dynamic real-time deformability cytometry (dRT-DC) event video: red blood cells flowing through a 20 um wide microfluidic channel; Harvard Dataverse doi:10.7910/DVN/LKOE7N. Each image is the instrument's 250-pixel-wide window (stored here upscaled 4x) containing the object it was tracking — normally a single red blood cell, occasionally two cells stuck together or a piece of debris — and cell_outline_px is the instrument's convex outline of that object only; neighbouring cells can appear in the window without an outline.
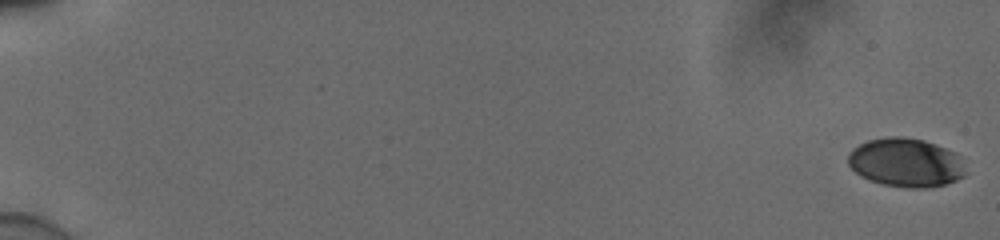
{"species": "human", "species_latin": "Homo sapiens", "temperature_condition": "cold", "stored_images_in_passage": 53, "camera_frame_rate_fps": 3000, "um_per_image_px": 0.085, "donor": {"sex": "male"}, "frame": {"image": 1, "passage_image": 1, "time_ms": 0.0, "image_size_px": [1000, 240], "cell_outline_px": [[968, 172], [964, 176], [956, 180], [944, 184], [928, 188], [904, 188], [884, 184], [868, 180], [860, 176], [848, 164], [848, 152], [852, 148], [868, 140], [888, 136], [900, 136], [924, 140], [956, 152], [960, 156]], "centroid_in_image_um": [77.01, 13.82], "position_along_channel_um": 8.0, "area_um2": 33.81}}
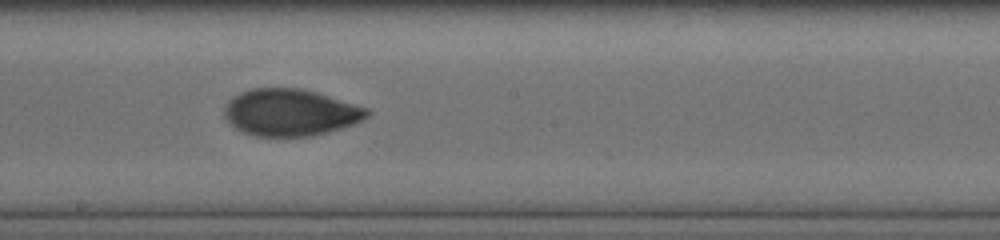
{"frame": {"image": 2, "passage_image": 31, "time_ms": 10.0, "image_size_px": [1000, 240], "cell_outline_px": [[372, 112], [368, 116], [352, 124], [328, 132], [312, 136], [252, 136], [236, 128], [224, 116], [224, 108], [228, 100], [232, 96], [240, 92], [252, 88], [296, 88], [316, 92], [368, 108]], "centroid_in_image_um": [24.66, 9.55], "position_along_channel_um": 223.5, "area_um2": 38.84}}
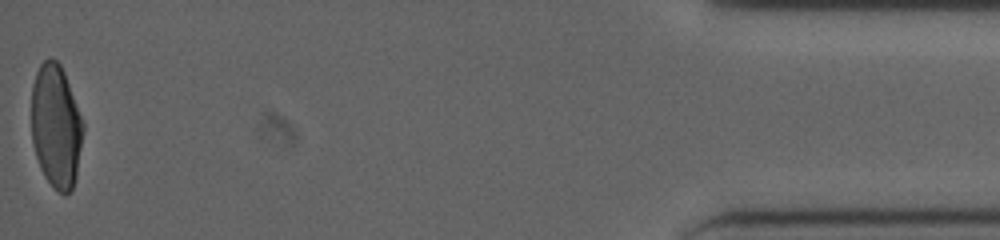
{"frame": {"image": 3, "passage_image": 53, "time_ms": 17.333, "image_size_px": [1000, 240], "cell_outline_px": [[84, 132], [76, 176], [72, 188], [64, 196], [44, 176], [40, 168], [32, 144], [32, 84], [36, 72], [40, 64], [44, 60], [56, 60], [60, 64], [64, 72], [84, 124]], "centroid_in_image_um": [4.76, 10.73], "position_along_channel_um": 430.4, "area_um2": 36.99}, "authors_computed_cell_mechanics": {"area_um2": 37.6856, "velocity_mm_per_s": 3.9152, "shape_relaxation_time_tau1_ms": 5.7975, "shape_relaxation_time_tau2_ms": 1.3502, "deformation_change_tau1": 0.168, "deformation_change_tau2": 0.0549}}